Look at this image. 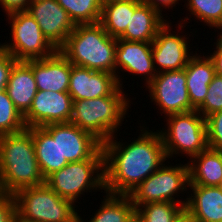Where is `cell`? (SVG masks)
Listing matches in <instances>:
<instances>
[{"label": "cell", "instance_id": "obj_1", "mask_svg": "<svg viewBox=\"0 0 222 222\" xmlns=\"http://www.w3.org/2000/svg\"><path fill=\"white\" fill-rule=\"evenodd\" d=\"M144 127L131 144L117 142L116 135L102 143L105 193L129 195L167 160L159 130Z\"/></svg>", "mask_w": 222, "mask_h": 222}, {"label": "cell", "instance_id": "obj_2", "mask_svg": "<svg viewBox=\"0 0 222 222\" xmlns=\"http://www.w3.org/2000/svg\"><path fill=\"white\" fill-rule=\"evenodd\" d=\"M42 184L45 178L35 155L31 128L0 136V191L14 195Z\"/></svg>", "mask_w": 222, "mask_h": 222}, {"label": "cell", "instance_id": "obj_3", "mask_svg": "<svg viewBox=\"0 0 222 222\" xmlns=\"http://www.w3.org/2000/svg\"><path fill=\"white\" fill-rule=\"evenodd\" d=\"M117 38L100 22L76 25L59 51L72 65L115 75Z\"/></svg>", "mask_w": 222, "mask_h": 222}, {"label": "cell", "instance_id": "obj_4", "mask_svg": "<svg viewBox=\"0 0 222 222\" xmlns=\"http://www.w3.org/2000/svg\"><path fill=\"white\" fill-rule=\"evenodd\" d=\"M119 87L112 95L73 101L70 122L91 133L101 143L116 135L126 118L130 100ZM126 94V95H125Z\"/></svg>", "mask_w": 222, "mask_h": 222}, {"label": "cell", "instance_id": "obj_5", "mask_svg": "<svg viewBox=\"0 0 222 222\" xmlns=\"http://www.w3.org/2000/svg\"><path fill=\"white\" fill-rule=\"evenodd\" d=\"M13 196L17 222H69L79 211L71 200L60 197L46 183L20 189Z\"/></svg>", "mask_w": 222, "mask_h": 222}, {"label": "cell", "instance_id": "obj_6", "mask_svg": "<svg viewBox=\"0 0 222 222\" xmlns=\"http://www.w3.org/2000/svg\"><path fill=\"white\" fill-rule=\"evenodd\" d=\"M45 183L60 197L76 203L85 192L104 190V154L102 147L90 158L68 163L53 172ZM98 188V189H97ZM91 190V191H90ZM80 197V198H79Z\"/></svg>", "mask_w": 222, "mask_h": 222}, {"label": "cell", "instance_id": "obj_7", "mask_svg": "<svg viewBox=\"0 0 222 222\" xmlns=\"http://www.w3.org/2000/svg\"><path fill=\"white\" fill-rule=\"evenodd\" d=\"M166 119L167 130L159 132L167 159L179 153L191 159L208 148L206 119L197 110L172 114Z\"/></svg>", "mask_w": 222, "mask_h": 222}, {"label": "cell", "instance_id": "obj_8", "mask_svg": "<svg viewBox=\"0 0 222 222\" xmlns=\"http://www.w3.org/2000/svg\"><path fill=\"white\" fill-rule=\"evenodd\" d=\"M6 15H8L7 19L11 26L12 40L11 43L8 41L0 43V47L17 61L42 59L57 51L27 10L13 11Z\"/></svg>", "mask_w": 222, "mask_h": 222}, {"label": "cell", "instance_id": "obj_9", "mask_svg": "<svg viewBox=\"0 0 222 222\" xmlns=\"http://www.w3.org/2000/svg\"><path fill=\"white\" fill-rule=\"evenodd\" d=\"M176 165L167 166L163 164L141 182L129 194L132 203L134 205H144L168 201L186 205L187 198H185L186 200L175 198L179 196L177 193L187 192L186 187L189 188V167L188 163Z\"/></svg>", "mask_w": 222, "mask_h": 222}, {"label": "cell", "instance_id": "obj_10", "mask_svg": "<svg viewBox=\"0 0 222 222\" xmlns=\"http://www.w3.org/2000/svg\"><path fill=\"white\" fill-rule=\"evenodd\" d=\"M185 69L157 73L146 86L152 102L166 117L172 114L195 110L187 89Z\"/></svg>", "mask_w": 222, "mask_h": 222}, {"label": "cell", "instance_id": "obj_11", "mask_svg": "<svg viewBox=\"0 0 222 222\" xmlns=\"http://www.w3.org/2000/svg\"><path fill=\"white\" fill-rule=\"evenodd\" d=\"M171 22L167 21L157 33L152 42V56L157 73L164 71L181 70L187 66L190 57L189 37L180 32L171 33ZM179 34V35H178ZM189 42V43H188ZM158 65V66H157Z\"/></svg>", "mask_w": 222, "mask_h": 222}, {"label": "cell", "instance_id": "obj_12", "mask_svg": "<svg viewBox=\"0 0 222 222\" xmlns=\"http://www.w3.org/2000/svg\"><path fill=\"white\" fill-rule=\"evenodd\" d=\"M27 11L57 50L65 44L76 26L67 11L56 0H31Z\"/></svg>", "mask_w": 222, "mask_h": 222}, {"label": "cell", "instance_id": "obj_13", "mask_svg": "<svg viewBox=\"0 0 222 222\" xmlns=\"http://www.w3.org/2000/svg\"><path fill=\"white\" fill-rule=\"evenodd\" d=\"M73 99L68 92L38 90L29 111L23 116L26 128L70 122Z\"/></svg>", "mask_w": 222, "mask_h": 222}, {"label": "cell", "instance_id": "obj_14", "mask_svg": "<svg viewBox=\"0 0 222 222\" xmlns=\"http://www.w3.org/2000/svg\"><path fill=\"white\" fill-rule=\"evenodd\" d=\"M43 128L50 135H59L60 154L68 163L90 159L102 147L91 133L71 122L48 124Z\"/></svg>", "mask_w": 222, "mask_h": 222}, {"label": "cell", "instance_id": "obj_15", "mask_svg": "<svg viewBox=\"0 0 222 222\" xmlns=\"http://www.w3.org/2000/svg\"><path fill=\"white\" fill-rule=\"evenodd\" d=\"M120 69L123 73L125 71L135 76H144L145 86H147L157 74L152 56V43L126 41L117 38L115 75L122 87Z\"/></svg>", "mask_w": 222, "mask_h": 222}, {"label": "cell", "instance_id": "obj_16", "mask_svg": "<svg viewBox=\"0 0 222 222\" xmlns=\"http://www.w3.org/2000/svg\"><path fill=\"white\" fill-rule=\"evenodd\" d=\"M120 87L116 75L72 65L68 93L73 101L112 95Z\"/></svg>", "mask_w": 222, "mask_h": 222}, {"label": "cell", "instance_id": "obj_17", "mask_svg": "<svg viewBox=\"0 0 222 222\" xmlns=\"http://www.w3.org/2000/svg\"><path fill=\"white\" fill-rule=\"evenodd\" d=\"M72 64L57 50L49 57L32 60V71L37 89L68 92Z\"/></svg>", "mask_w": 222, "mask_h": 222}, {"label": "cell", "instance_id": "obj_18", "mask_svg": "<svg viewBox=\"0 0 222 222\" xmlns=\"http://www.w3.org/2000/svg\"><path fill=\"white\" fill-rule=\"evenodd\" d=\"M16 109L24 116L38 91L32 71V60L17 61L5 88Z\"/></svg>", "mask_w": 222, "mask_h": 222}, {"label": "cell", "instance_id": "obj_19", "mask_svg": "<svg viewBox=\"0 0 222 222\" xmlns=\"http://www.w3.org/2000/svg\"><path fill=\"white\" fill-rule=\"evenodd\" d=\"M185 209L196 222H222V189L220 186L189 185Z\"/></svg>", "mask_w": 222, "mask_h": 222}, {"label": "cell", "instance_id": "obj_20", "mask_svg": "<svg viewBox=\"0 0 222 222\" xmlns=\"http://www.w3.org/2000/svg\"><path fill=\"white\" fill-rule=\"evenodd\" d=\"M187 79V89L192 107L197 110L208 94V87L215 76V67L211 58L203 57L197 52L192 55L184 68Z\"/></svg>", "mask_w": 222, "mask_h": 222}, {"label": "cell", "instance_id": "obj_21", "mask_svg": "<svg viewBox=\"0 0 222 222\" xmlns=\"http://www.w3.org/2000/svg\"><path fill=\"white\" fill-rule=\"evenodd\" d=\"M157 10L141 1L134 7L126 31L119 37L126 41L152 43L158 30L167 22Z\"/></svg>", "mask_w": 222, "mask_h": 222}, {"label": "cell", "instance_id": "obj_22", "mask_svg": "<svg viewBox=\"0 0 222 222\" xmlns=\"http://www.w3.org/2000/svg\"><path fill=\"white\" fill-rule=\"evenodd\" d=\"M31 134L38 165L45 179L68 164L60 154L59 135H50L43 127H31Z\"/></svg>", "mask_w": 222, "mask_h": 222}, {"label": "cell", "instance_id": "obj_23", "mask_svg": "<svg viewBox=\"0 0 222 222\" xmlns=\"http://www.w3.org/2000/svg\"><path fill=\"white\" fill-rule=\"evenodd\" d=\"M189 161V185L220 186L222 151L207 148Z\"/></svg>", "mask_w": 222, "mask_h": 222}, {"label": "cell", "instance_id": "obj_24", "mask_svg": "<svg viewBox=\"0 0 222 222\" xmlns=\"http://www.w3.org/2000/svg\"><path fill=\"white\" fill-rule=\"evenodd\" d=\"M141 0H116L104 3L100 23L104 30L113 38H119L134 14V7Z\"/></svg>", "mask_w": 222, "mask_h": 222}, {"label": "cell", "instance_id": "obj_25", "mask_svg": "<svg viewBox=\"0 0 222 222\" xmlns=\"http://www.w3.org/2000/svg\"><path fill=\"white\" fill-rule=\"evenodd\" d=\"M105 196L89 222H129L133 218L135 206L129 195L106 193Z\"/></svg>", "mask_w": 222, "mask_h": 222}, {"label": "cell", "instance_id": "obj_26", "mask_svg": "<svg viewBox=\"0 0 222 222\" xmlns=\"http://www.w3.org/2000/svg\"><path fill=\"white\" fill-rule=\"evenodd\" d=\"M69 14L75 25L100 22V0H56Z\"/></svg>", "mask_w": 222, "mask_h": 222}, {"label": "cell", "instance_id": "obj_27", "mask_svg": "<svg viewBox=\"0 0 222 222\" xmlns=\"http://www.w3.org/2000/svg\"><path fill=\"white\" fill-rule=\"evenodd\" d=\"M134 206L142 222H173L185 209V205L168 201Z\"/></svg>", "mask_w": 222, "mask_h": 222}, {"label": "cell", "instance_id": "obj_28", "mask_svg": "<svg viewBox=\"0 0 222 222\" xmlns=\"http://www.w3.org/2000/svg\"><path fill=\"white\" fill-rule=\"evenodd\" d=\"M186 8L209 27L222 25V0H187Z\"/></svg>", "mask_w": 222, "mask_h": 222}, {"label": "cell", "instance_id": "obj_29", "mask_svg": "<svg viewBox=\"0 0 222 222\" xmlns=\"http://www.w3.org/2000/svg\"><path fill=\"white\" fill-rule=\"evenodd\" d=\"M26 128L23 116L16 109L6 90L0 92V136Z\"/></svg>", "mask_w": 222, "mask_h": 222}, {"label": "cell", "instance_id": "obj_30", "mask_svg": "<svg viewBox=\"0 0 222 222\" xmlns=\"http://www.w3.org/2000/svg\"><path fill=\"white\" fill-rule=\"evenodd\" d=\"M197 111L206 119L215 112L222 111V76L215 74L209 84L208 94L205 96L204 103Z\"/></svg>", "mask_w": 222, "mask_h": 222}, {"label": "cell", "instance_id": "obj_31", "mask_svg": "<svg viewBox=\"0 0 222 222\" xmlns=\"http://www.w3.org/2000/svg\"><path fill=\"white\" fill-rule=\"evenodd\" d=\"M208 148L222 151V111L206 118Z\"/></svg>", "mask_w": 222, "mask_h": 222}, {"label": "cell", "instance_id": "obj_32", "mask_svg": "<svg viewBox=\"0 0 222 222\" xmlns=\"http://www.w3.org/2000/svg\"><path fill=\"white\" fill-rule=\"evenodd\" d=\"M0 222H17V206L14 196L0 191Z\"/></svg>", "mask_w": 222, "mask_h": 222}, {"label": "cell", "instance_id": "obj_33", "mask_svg": "<svg viewBox=\"0 0 222 222\" xmlns=\"http://www.w3.org/2000/svg\"><path fill=\"white\" fill-rule=\"evenodd\" d=\"M17 60L0 47V92L4 91L10 76V72Z\"/></svg>", "mask_w": 222, "mask_h": 222}, {"label": "cell", "instance_id": "obj_34", "mask_svg": "<svg viewBox=\"0 0 222 222\" xmlns=\"http://www.w3.org/2000/svg\"><path fill=\"white\" fill-rule=\"evenodd\" d=\"M30 2L31 0H0V5H2L3 12L8 14L13 11L27 10Z\"/></svg>", "mask_w": 222, "mask_h": 222}, {"label": "cell", "instance_id": "obj_35", "mask_svg": "<svg viewBox=\"0 0 222 222\" xmlns=\"http://www.w3.org/2000/svg\"><path fill=\"white\" fill-rule=\"evenodd\" d=\"M180 0H141L142 3L149 5L151 8L157 10L161 15L162 14V8H171L179 3Z\"/></svg>", "mask_w": 222, "mask_h": 222}, {"label": "cell", "instance_id": "obj_36", "mask_svg": "<svg viewBox=\"0 0 222 222\" xmlns=\"http://www.w3.org/2000/svg\"><path fill=\"white\" fill-rule=\"evenodd\" d=\"M208 56L213 61L216 74L222 76V52H217L214 50V52L212 54L210 53Z\"/></svg>", "mask_w": 222, "mask_h": 222}, {"label": "cell", "instance_id": "obj_37", "mask_svg": "<svg viewBox=\"0 0 222 222\" xmlns=\"http://www.w3.org/2000/svg\"><path fill=\"white\" fill-rule=\"evenodd\" d=\"M173 222H196L192 215L184 209Z\"/></svg>", "mask_w": 222, "mask_h": 222}, {"label": "cell", "instance_id": "obj_38", "mask_svg": "<svg viewBox=\"0 0 222 222\" xmlns=\"http://www.w3.org/2000/svg\"><path fill=\"white\" fill-rule=\"evenodd\" d=\"M214 28H218V30H220L221 32L218 34V36H217V40H216V42H214L215 44H216V51L217 52H222V25H220V26H217V27H214Z\"/></svg>", "mask_w": 222, "mask_h": 222}, {"label": "cell", "instance_id": "obj_39", "mask_svg": "<svg viewBox=\"0 0 222 222\" xmlns=\"http://www.w3.org/2000/svg\"><path fill=\"white\" fill-rule=\"evenodd\" d=\"M69 222H85V221L82 219V217H80V214H77Z\"/></svg>", "mask_w": 222, "mask_h": 222}, {"label": "cell", "instance_id": "obj_40", "mask_svg": "<svg viewBox=\"0 0 222 222\" xmlns=\"http://www.w3.org/2000/svg\"><path fill=\"white\" fill-rule=\"evenodd\" d=\"M129 222H142V220L135 214Z\"/></svg>", "mask_w": 222, "mask_h": 222}, {"label": "cell", "instance_id": "obj_41", "mask_svg": "<svg viewBox=\"0 0 222 222\" xmlns=\"http://www.w3.org/2000/svg\"><path fill=\"white\" fill-rule=\"evenodd\" d=\"M110 1H116V0H100V2H101L102 4L107 3V2H110Z\"/></svg>", "mask_w": 222, "mask_h": 222}]
</instances>
